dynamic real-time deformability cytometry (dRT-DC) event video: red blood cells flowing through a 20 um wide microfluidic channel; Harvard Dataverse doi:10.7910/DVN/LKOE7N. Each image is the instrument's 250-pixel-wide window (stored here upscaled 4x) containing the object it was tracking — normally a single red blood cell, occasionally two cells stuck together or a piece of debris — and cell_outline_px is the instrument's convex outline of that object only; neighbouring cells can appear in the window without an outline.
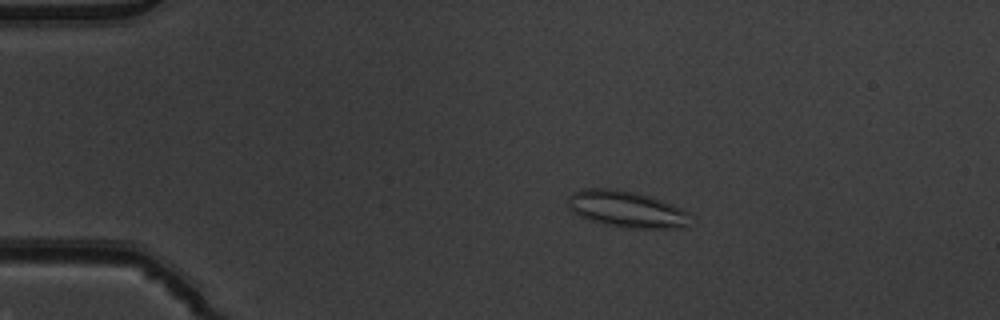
{"species": "common noctule bat (a hibernating species)", "species_latin": "Nyctalus noctula", "temperature_condition": "warm", "stored_images_in_passage": 53, "camera_frame_rate_fps": 3000, "um_per_image_px": 0.085, "animal": {"sex": "male", "body_mass_g": 19.5, "forearm_length_mm": 54.6}, "frame": {"image": 1, "passage_image": 11, "time_ms": 3.333, "image_size_px": [1000, 320], "cell_outline_px": [[692, 216], [688, 228], [620, 228], [588, 220], [572, 212], [568, 208], [568, 196], [572, 192], [580, 188], [616, 188], [636, 192], [652, 196], [672, 204], [688, 212]], "centroid_in_image_um": [53.26, 17.78], "position_along_channel_um": 31.7, "area_um2": 26.76}}
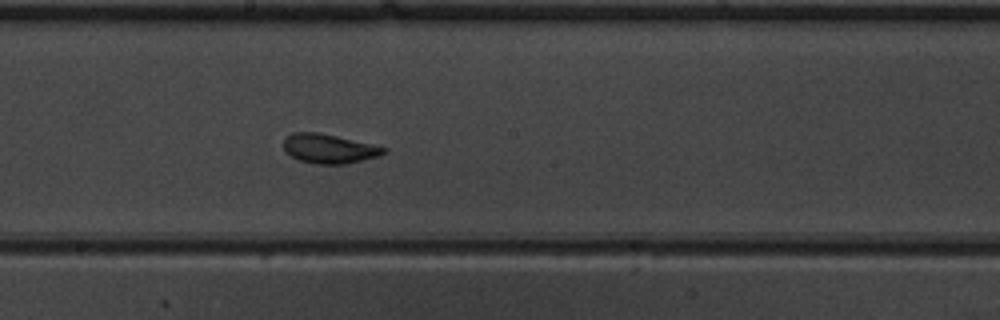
{"frame": {"image": 2, "passage_image": 30, "time_ms": 9.667, "image_size_px": [1000, 320], "cell_outline_px": [[388, 152], [380, 156], [344, 164], [316, 164], [300, 160], [292, 156], [284, 148], [284, 140], [292, 132], [316, 132], [336, 136], [372, 144], [388, 148]], "centroid_in_image_um": [28.01, 12.64], "position_along_channel_um": 220.2, "area_um2": 16.94}}
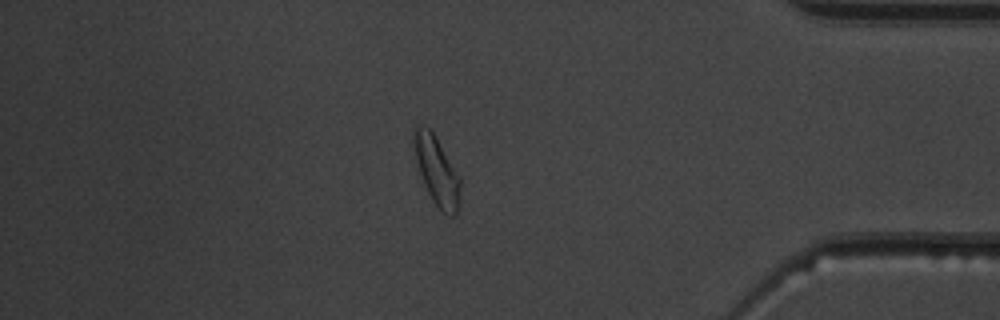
{"frame": {"image": 3, "passage_image": 46, "time_ms": 15.0, "image_size_px": [1000, 320], "cell_outline_px": [[460, 200], [456, 216], [448, 216], [440, 212], [428, 192], [424, 184], [416, 160], [412, 132], [420, 124], [428, 128], [432, 132], [460, 176]], "centroid_in_image_um": [37.15, 14.58], "position_along_channel_um": 398.1, "area_um2": 18.38}, "authors_computed_cell_mechanics": {"area_um2": 18.3226, "velocity_mm_per_s": 3.8852, "shape_relaxation_time_tau1_ms": 7.0847, "shape_relaxation_time_tau2_ms": 1.3408, "deformation_change_tau1": 0.1278, "deformation_change_tau2": 0.0903}}